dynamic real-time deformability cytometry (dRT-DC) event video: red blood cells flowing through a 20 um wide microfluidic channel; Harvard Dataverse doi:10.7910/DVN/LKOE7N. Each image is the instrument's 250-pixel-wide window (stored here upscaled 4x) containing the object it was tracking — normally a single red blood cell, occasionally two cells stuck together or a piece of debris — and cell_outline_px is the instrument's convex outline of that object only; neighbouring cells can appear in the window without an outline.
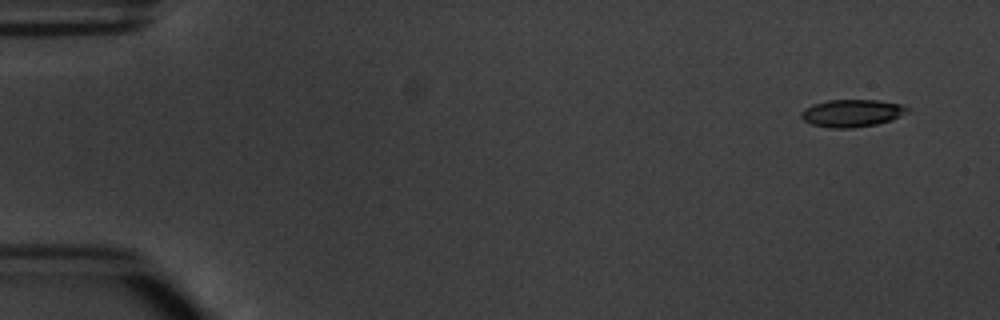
{"species": "common noctule bat (a hibernating species)", "species_latin": "Nyctalus noctula", "temperature_condition": "warm", "stored_images_in_passage": 8, "camera_frame_rate_fps": 3000, "um_per_image_px": 0.085, "animal": {"sex": "male", "body_mass_g": 20.1, "forearm_length_mm": 53.5}, "frame": {"image": 1, "passage_image": 1, "time_ms": 0.0, "image_size_px": [1000, 320], "cell_outline_px": [[912, 108], [908, 112], [892, 120], [876, 124], [852, 128], [832, 128], [812, 124], [804, 120], [800, 116], [800, 112], [804, 108], [812, 104], [828, 100], [876, 100], [900, 104]], "centroid_in_image_um": [72.42, 9.61], "position_along_channel_um": 12.6, "area_um2": 17.05}}
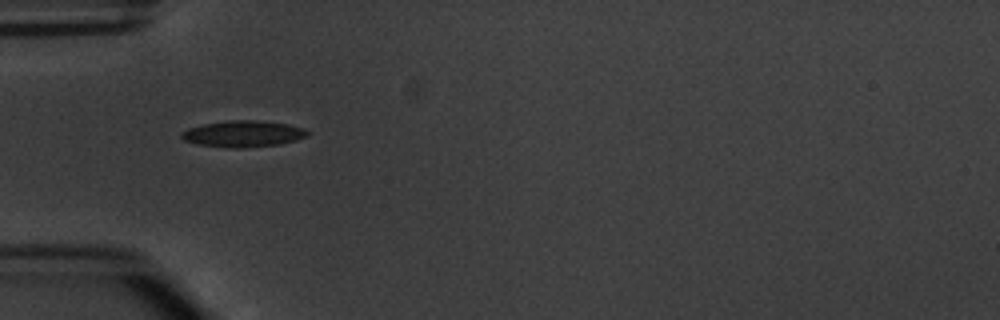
{"frame": {"image": 2, "passage_image": 5, "time_ms": 4.667, "image_size_px": [1000, 320], "cell_outline_px": [[312, 132], [308, 136], [296, 140], [280, 144], [240, 148], [228, 148], [196, 144], [184, 140], [180, 136], [180, 132], [188, 128], [204, 124], [232, 120], [256, 120], [288, 124], [304, 128]], "centroid_in_image_um": [20.68, 11.38], "position_along_channel_um": 64.3, "area_um2": 19.48}}
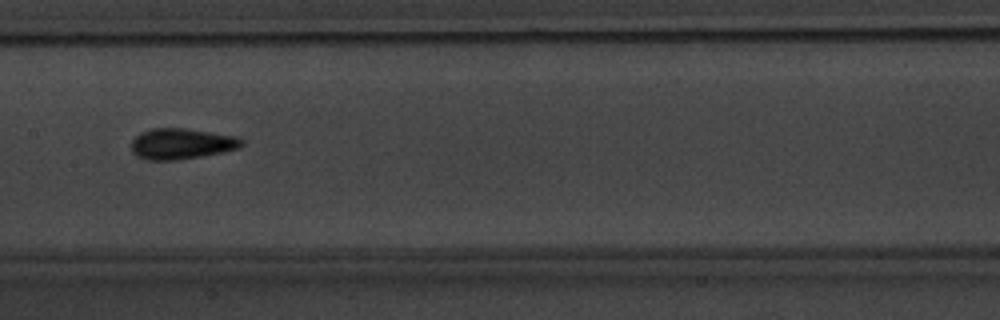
{"frame": {"image": 3, "passage_image": 8, "time_ms": 8.0, "image_size_px": [1000, 320], "cell_outline_px": [[244, 144], [240, 148], [224, 152], [180, 160], [148, 160], [136, 156], [132, 152], [132, 140], [140, 132], [152, 128], [184, 128], [240, 136], [244, 140]], "centroid_in_image_um": [15.47, 12.22], "position_along_channel_um": 191.9, "area_um2": 20.17}}